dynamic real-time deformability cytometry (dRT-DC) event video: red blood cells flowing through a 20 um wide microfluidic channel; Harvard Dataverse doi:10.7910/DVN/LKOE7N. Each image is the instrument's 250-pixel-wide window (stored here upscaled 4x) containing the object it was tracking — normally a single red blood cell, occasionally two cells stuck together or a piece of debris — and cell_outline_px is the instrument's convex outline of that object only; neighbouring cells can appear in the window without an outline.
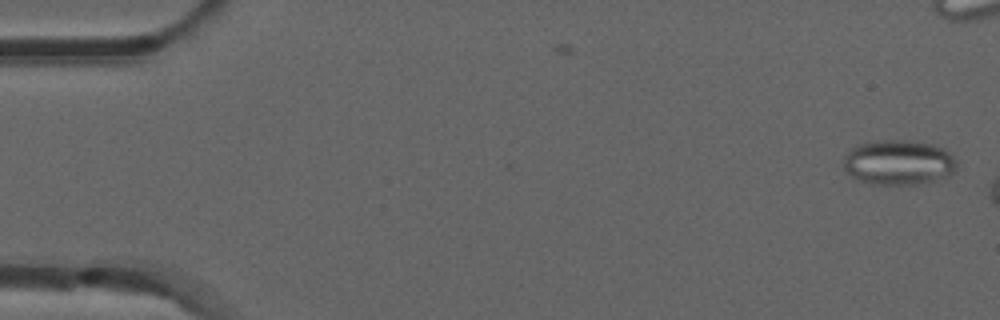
{"species": "common noctule bat (a hibernating species)", "species_latin": "Nyctalus noctula", "temperature_condition": "room temperature", "stored_images_in_passage": 7, "camera_frame_rate_fps": 3000, "um_per_image_px": 0.085, "animal": {"sex": "male", "forearm_length_mm": 52.5}, "frame": {"image": 1, "passage_image": 1, "time_ms": 0.0, "image_size_px": [1000, 320], "cell_outline_px": [[956, 168], [948, 176], [924, 184], [872, 184], [860, 180], [852, 176], [844, 168], [844, 156], [856, 144], [872, 140], [908, 140], [932, 144], [948, 152], [956, 160]], "centroid_in_image_um": [76.36, 13.8], "position_along_channel_um": 8.6, "area_um2": 29.71}}